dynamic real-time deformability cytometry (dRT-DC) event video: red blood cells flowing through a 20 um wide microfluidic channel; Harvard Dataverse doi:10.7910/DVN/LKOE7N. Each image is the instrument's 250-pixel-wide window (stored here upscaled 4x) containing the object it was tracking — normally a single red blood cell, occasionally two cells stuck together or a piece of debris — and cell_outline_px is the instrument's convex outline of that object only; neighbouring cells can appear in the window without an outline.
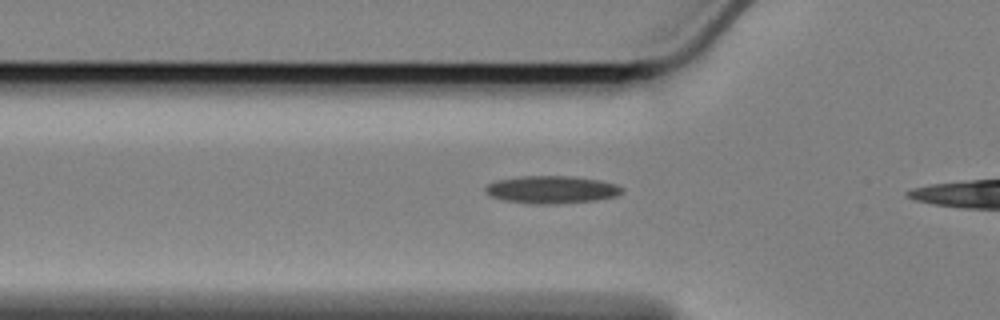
{"species": "Egyptian fruit bat (a non-hibernating species)", "species_latin": "Rousettus aegyptiacus", "temperature_condition": "cold", "stored_images_in_passage": 22, "camera_frame_rate_fps": 3000, "um_per_image_px": 0.085, "animal": {"sex": "female"}, "frame": {"image": 1, "passage_image": 5, "time_ms": 1.333, "image_size_px": [1000, 320], "cell_outline_px": [[624, 192], [616, 196], [596, 200], [556, 204], [532, 204], [504, 200], [492, 196], [484, 192], [484, 188], [488, 184], [496, 180], [520, 176], [576, 176], [600, 180], [616, 184], [624, 188]], "centroid_in_image_um": [46.91, 16.11], "position_along_channel_um": 78.9, "area_um2": 22.2}}
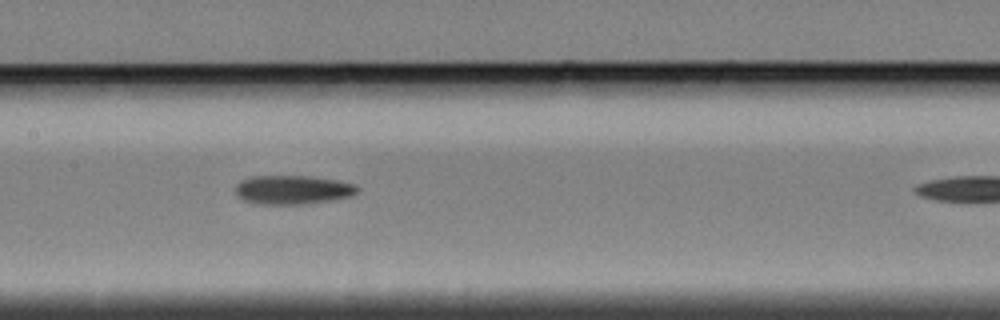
{"frame": {"image": 2, "passage_image": 14, "time_ms": 4.333, "image_size_px": [1000, 320], "cell_outline_px": [[360, 188], [352, 196], [328, 200], [300, 204], [260, 204], [244, 200], [236, 196], [236, 184], [240, 180], [252, 176], [312, 176], [336, 180], [356, 184]], "centroid_in_image_um": [24.86, 16.12], "position_along_channel_um": 182.5, "area_um2": 20.52}}
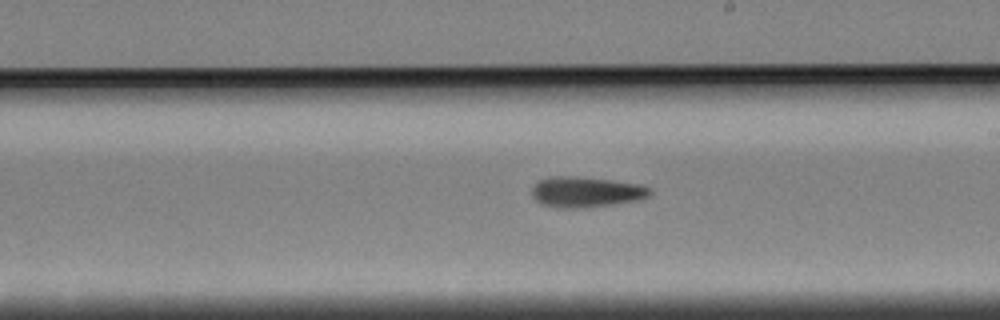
{"frame": {"image": 3, "passage_image": 19, "time_ms": 6.0, "image_size_px": [1000, 320], "cell_outline_px": [[652, 192], [648, 196], [636, 200], [612, 204], [580, 208], [556, 208], [540, 204], [532, 196], [532, 188], [540, 180], [552, 176], [568, 176], [608, 180], [636, 184], [652, 188]], "centroid_in_image_um": [49.76, 16.33], "position_along_channel_um": 239.2, "area_um2": 20.69}}